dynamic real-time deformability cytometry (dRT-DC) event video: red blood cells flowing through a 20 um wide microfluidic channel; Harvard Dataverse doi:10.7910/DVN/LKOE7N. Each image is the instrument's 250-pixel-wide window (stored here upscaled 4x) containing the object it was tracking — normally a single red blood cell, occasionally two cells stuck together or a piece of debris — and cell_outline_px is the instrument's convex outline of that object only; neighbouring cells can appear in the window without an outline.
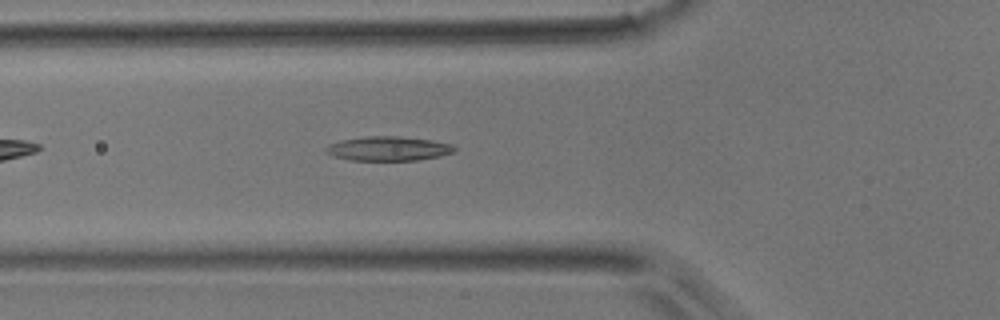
{"species": "common noctule bat (a hibernating species)", "species_latin": "Nyctalus noctula", "temperature_condition": "room temperature", "stored_images_in_passage": 25, "camera_frame_rate_fps": 3000, "um_per_image_px": 0.085, "animal": {"sex": "male", "body_mass_g": 17.9}, "frame": {"image": 1, "passage_image": 7, "time_ms": 2.0, "image_size_px": [1000, 320], "cell_outline_px": [[456, 148], [452, 152], [440, 156], [416, 160], [348, 160], [332, 156], [324, 152], [324, 148], [328, 144], [340, 140], [368, 136], [396, 136], [432, 140], [452, 144]], "centroid_in_image_um": [32.94, 12.63], "position_along_channel_um": 92.9, "area_um2": 18.26}}
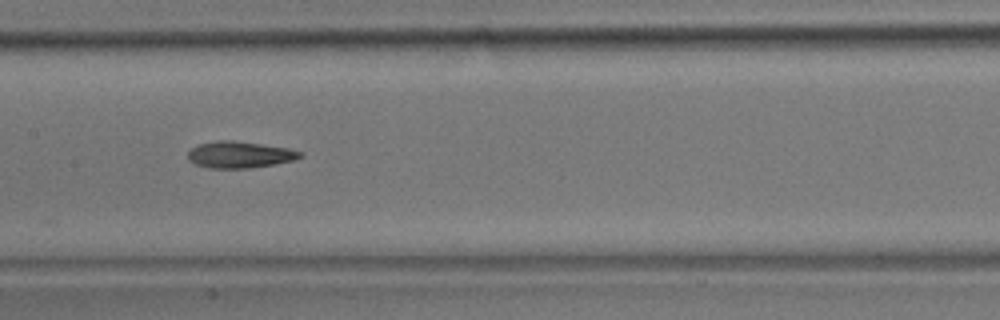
{"frame": {"image": 2, "passage_image": 14, "time_ms": 4.333, "image_size_px": [1000, 320], "cell_outline_px": [[304, 156], [292, 160], [272, 164], [248, 168], [208, 168], [196, 164], [188, 160], [188, 152], [192, 148], [200, 144], [216, 140], [236, 140], [288, 148], [304, 152]], "centroid_in_image_um": [20.37, 13.13], "position_along_channel_um": 187.0, "area_um2": 17.34}}
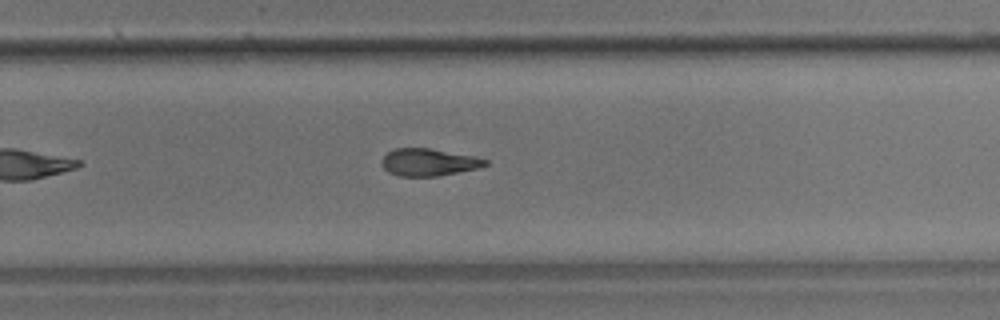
{"frame": {"image": 3, "passage_image": 22, "time_ms": 7.0, "image_size_px": [1000, 320], "cell_outline_px": [[488, 164], [476, 168], [436, 176], [400, 176], [388, 172], [384, 168], [384, 156], [388, 152], [396, 148], [432, 148], [476, 156], [488, 160]], "centroid_in_image_um": [36.47, 13.77], "position_along_channel_um": 293.3, "area_um2": 16.24}}